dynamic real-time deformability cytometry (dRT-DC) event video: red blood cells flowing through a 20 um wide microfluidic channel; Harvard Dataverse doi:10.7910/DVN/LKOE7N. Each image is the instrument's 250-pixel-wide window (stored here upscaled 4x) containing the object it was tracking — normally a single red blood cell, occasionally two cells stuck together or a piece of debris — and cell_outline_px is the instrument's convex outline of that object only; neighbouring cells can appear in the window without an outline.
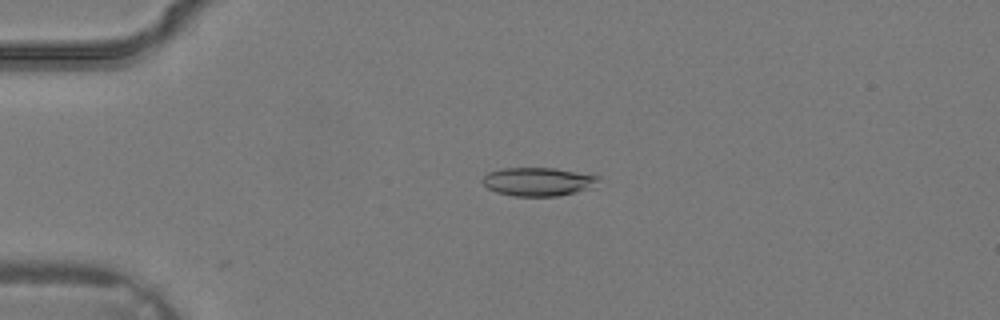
{"species": "common noctule bat (a hibernating species)", "species_latin": "Nyctalus noctula", "temperature_condition": "warm", "stored_images_in_passage": 36, "camera_frame_rate_fps": 3000, "um_per_image_px": 0.085, "animal": {"sex": "male", "body_mass_g": 19.2, "forearm_length_mm": 51.8}, "frame": {"image": 1, "passage_image": 9, "time_ms": 2.667, "image_size_px": [1000, 320], "cell_outline_px": [[600, 180], [592, 188], [560, 196], [512, 196], [496, 192], [488, 188], [480, 180], [488, 172], [500, 168], [556, 168], [600, 176]], "centroid_in_image_um": [45.74, 15.44], "position_along_channel_um": 39.3, "area_um2": 19.48}}
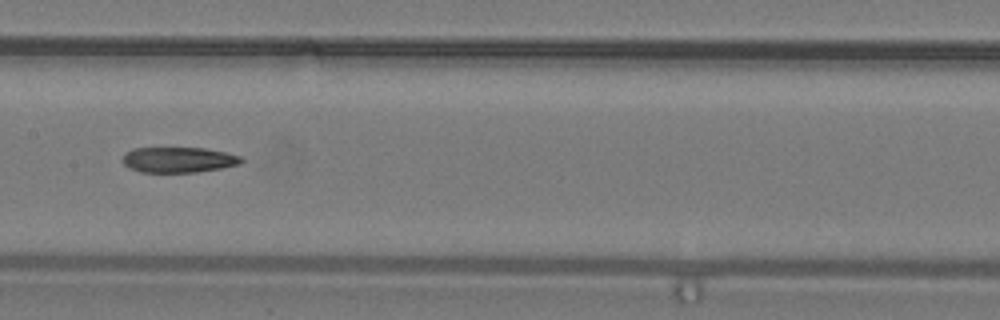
{"frame": {"image": 2, "passage_image": 19, "time_ms": 6.0, "image_size_px": [1000, 320], "cell_outline_px": [[244, 160], [240, 164], [220, 168], [196, 172], [140, 172], [128, 168], [120, 160], [124, 152], [132, 148], [204, 148], [224, 152], [240, 156]], "centroid_in_image_um": [15.1, 13.58], "position_along_channel_um": 192.3, "area_um2": 17.74}}
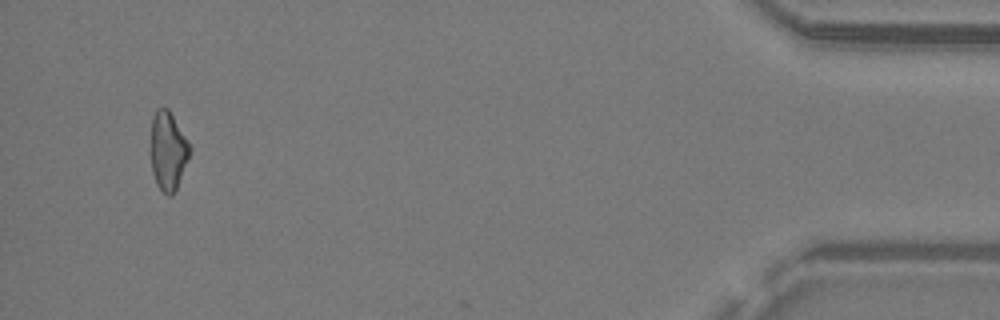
{"frame": {"image": 3, "passage_image": 35, "time_ms": 11.333, "image_size_px": [1000, 320], "cell_outline_px": [[192, 148], [176, 188], [172, 196], [168, 196], [156, 184], [152, 172], [152, 116], [156, 108], [168, 108]], "centroid_in_image_um": [14.28, 12.81], "position_along_channel_um": 420.9, "area_um2": 17.46}}